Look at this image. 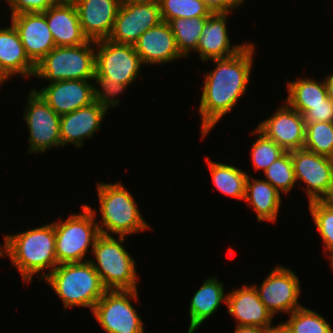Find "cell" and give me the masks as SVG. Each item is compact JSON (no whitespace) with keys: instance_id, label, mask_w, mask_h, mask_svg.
I'll use <instances>...</instances> for the list:
<instances>
[{"instance_id":"4","label":"cell","mask_w":333,"mask_h":333,"mask_svg":"<svg viewBox=\"0 0 333 333\" xmlns=\"http://www.w3.org/2000/svg\"><path fill=\"white\" fill-rule=\"evenodd\" d=\"M97 189L102 218L101 225L97 222L100 234L110 236L111 232L126 237L149 229L150 226L140 214L135 199L121 182L114 184L99 182Z\"/></svg>"},{"instance_id":"2","label":"cell","mask_w":333,"mask_h":333,"mask_svg":"<svg viewBox=\"0 0 333 333\" xmlns=\"http://www.w3.org/2000/svg\"><path fill=\"white\" fill-rule=\"evenodd\" d=\"M1 249V257L7 254L23 281L27 283L32 280L33 275L48 268L47 273L40 275V278L44 279L58 265L54 223L15 235H5L4 246L1 245Z\"/></svg>"},{"instance_id":"28","label":"cell","mask_w":333,"mask_h":333,"mask_svg":"<svg viewBox=\"0 0 333 333\" xmlns=\"http://www.w3.org/2000/svg\"><path fill=\"white\" fill-rule=\"evenodd\" d=\"M207 19L208 17L177 18L168 22L183 58L189 55L190 50L196 51Z\"/></svg>"},{"instance_id":"39","label":"cell","mask_w":333,"mask_h":333,"mask_svg":"<svg viewBox=\"0 0 333 333\" xmlns=\"http://www.w3.org/2000/svg\"><path fill=\"white\" fill-rule=\"evenodd\" d=\"M234 333H275V328H262L258 326H237Z\"/></svg>"},{"instance_id":"41","label":"cell","mask_w":333,"mask_h":333,"mask_svg":"<svg viewBox=\"0 0 333 333\" xmlns=\"http://www.w3.org/2000/svg\"><path fill=\"white\" fill-rule=\"evenodd\" d=\"M275 333H288L280 324L275 328Z\"/></svg>"},{"instance_id":"9","label":"cell","mask_w":333,"mask_h":333,"mask_svg":"<svg viewBox=\"0 0 333 333\" xmlns=\"http://www.w3.org/2000/svg\"><path fill=\"white\" fill-rule=\"evenodd\" d=\"M95 75L108 81L130 85L140 73L143 63L134 45L118 44L109 39L95 41Z\"/></svg>"},{"instance_id":"38","label":"cell","mask_w":333,"mask_h":333,"mask_svg":"<svg viewBox=\"0 0 333 333\" xmlns=\"http://www.w3.org/2000/svg\"><path fill=\"white\" fill-rule=\"evenodd\" d=\"M211 13H231L245 0H200Z\"/></svg>"},{"instance_id":"3","label":"cell","mask_w":333,"mask_h":333,"mask_svg":"<svg viewBox=\"0 0 333 333\" xmlns=\"http://www.w3.org/2000/svg\"><path fill=\"white\" fill-rule=\"evenodd\" d=\"M44 280L62 299L65 309L81 306L93 311L107 290L90 260L59 264Z\"/></svg>"},{"instance_id":"43","label":"cell","mask_w":333,"mask_h":333,"mask_svg":"<svg viewBox=\"0 0 333 333\" xmlns=\"http://www.w3.org/2000/svg\"><path fill=\"white\" fill-rule=\"evenodd\" d=\"M139 1H148V0H120L121 3L139 2Z\"/></svg>"},{"instance_id":"5","label":"cell","mask_w":333,"mask_h":333,"mask_svg":"<svg viewBox=\"0 0 333 333\" xmlns=\"http://www.w3.org/2000/svg\"><path fill=\"white\" fill-rule=\"evenodd\" d=\"M123 242L124 236L117 241L112 235L100 234L91 250L96 260H90L91 264L107 290H137L135 261L123 248Z\"/></svg>"},{"instance_id":"16","label":"cell","mask_w":333,"mask_h":333,"mask_svg":"<svg viewBox=\"0 0 333 333\" xmlns=\"http://www.w3.org/2000/svg\"><path fill=\"white\" fill-rule=\"evenodd\" d=\"M11 23L19 33L26 55L35 65L56 47L43 13L11 15Z\"/></svg>"},{"instance_id":"33","label":"cell","mask_w":333,"mask_h":333,"mask_svg":"<svg viewBox=\"0 0 333 333\" xmlns=\"http://www.w3.org/2000/svg\"><path fill=\"white\" fill-rule=\"evenodd\" d=\"M264 175L276 190L284 194L290 192L296 184L294 167L290 151H286L276 159L265 171Z\"/></svg>"},{"instance_id":"44","label":"cell","mask_w":333,"mask_h":333,"mask_svg":"<svg viewBox=\"0 0 333 333\" xmlns=\"http://www.w3.org/2000/svg\"><path fill=\"white\" fill-rule=\"evenodd\" d=\"M59 2H74L75 0H58Z\"/></svg>"},{"instance_id":"7","label":"cell","mask_w":333,"mask_h":333,"mask_svg":"<svg viewBox=\"0 0 333 333\" xmlns=\"http://www.w3.org/2000/svg\"><path fill=\"white\" fill-rule=\"evenodd\" d=\"M95 41L78 46L55 47L36 64L34 76L51 80H93L95 75Z\"/></svg>"},{"instance_id":"26","label":"cell","mask_w":333,"mask_h":333,"mask_svg":"<svg viewBox=\"0 0 333 333\" xmlns=\"http://www.w3.org/2000/svg\"><path fill=\"white\" fill-rule=\"evenodd\" d=\"M288 97L286 103L301 115L310 110V106L324 103L328 97L325 80L319 83L310 78H299L287 82Z\"/></svg>"},{"instance_id":"19","label":"cell","mask_w":333,"mask_h":333,"mask_svg":"<svg viewBox=\"0 0 333 333\" xmlns=\"http://www.w3.org/2000/svg\"><path fill=\"white\" fill-rule=\"evenodd\" d=\"M226 295L225 304L228 306V313L238 321L236 326L276 328L272 326V314L259 299L253 285H243Z\"/></svg>"},{"instance_id":"22","label":"cell","mask_w":333,"mask_h":333,"mask_svg":"<svg viewBox=\"0 0 333 333\" xmlns=\"http://www.w3.org/2000/svg\"><path fill=\"white\" fill-rule=\"evenodd\" d=\"M229 13H212L202 30L196 52L200 55V60L226 58L238 53L245 45H233L231 47L229 34L227 33L226 19Z\"/></svg>"},{"instance_id":"35","label":"cell","mask_w":333,"mask_h":333,"mask_svg":"<svg viewBox=\"0 0 333 333\" xmlns=\"http://www.w3.org/2000/svg\"><path fill=\"white\" fill-rule=\"evenodd\" d=\"M93 80L102 88L98 89L94 87V102L99 104L106 111H108L109 107L119 104V99H115L114 97L122 93L123 90L128 87L126 84L108 81V77L104 76H94Z\"/></svg>"},{"instance_id":"6","label":"cell","mask_w":333,"mask_h":333,"mask_svg":"<svg viewBox=\"0 0 333 333\" xmlns=\"http://www.w3.org/2000/svg\"><path fill=\"white\" fill-rule=\"evenodd\" d=\"M80 214L70 215L65 221L54 223L55 253L59 264L84 262L88 248H93L96 238L100 235L96 210L89 205H82ZM84 259V260H83Z\"/></svg>"},{"instance_id":"34","label":"cell","mask_w":333,"mask_h":333,"mask_svg":"<svg viewBox=\"0 0 333 333\" xmlns=\"http://www.w3.org/2000/svg\"><path fill=\"white\" fill-rule=\"evenodd\" d=\"M258 134V138L252 144L250 155L255 170L265 171L276 159L281 157L286 151L276 142L268 138L258 128L252 134Z\"/></svg>"},{"instance_id":"12","label":"cell","mask_w":333,"mask_h":333,"mask_svg":"<svg viewBox=\"0 0 333 333\" xmlns=\"http://www.w3.org/2000/svg\"><path fill=\"white\" fill-rule=\"evenodd\" d=\"M162 22L158 0L121 3L108 39L134 45L148 29Z\"/></svg>"},{"instance_id":"15","label":"cell","mask_w":333,"mask_h":333,"mask_svg":"<svg viewBox=\"0 0 333 333\" xmlns=\"http://www.w3.org/2000/svg\"><path fill=\"white\" fill-rule=\"evenodd\" d=\"M90 81L61 80L49 82V85L41 90H34L58 115L62 116L94 102L95 86Z\"/></svg>"},{"instance_id":"29","label":"cell","mask_w":333,"mask_h":333,"mask_svg":"<svg viewBox=\"0 0 333 333\" xmlns=\"http://www.w3.org/2000/svg\"><path fill=\"white\" fill-rule=\"evenodd\" d=\"M289 316L286 322H280L288 333H333L331 325L321 315L304 306Z\"/></svg>"},{"instance_id":"23","label":"cell","mask_w":333,"mask_h":333,"mask_svg":"<svg viewBox=\"0 0 333 333\" xmlns=\"http://www.w3.org/2000/svg\"><path fill=\"white\" fill-rule=\"evenodd\" d=\"M0 70L7 78L20 74L33 76L36 65L26 55L20 36L11 23L10 27L0 28Z\"/></svg>"},{"instance_id":"45","label":"cell","mask_w":333,"mask_h":333,"mask_svg":"<svg viewBox=\"0 0 333 333\" xmlns=\"http://www.w3.org/2000/svg\"><path fill=\"white\" fill-rule=\"evenodd\" d=\"M330 259V263H331V267H332V270H333V256L331 257V258H329Z\"/></svg>"},{"instance_id":"17","label":"cell","mask_w":333,"mask_h":333,"mask_svg":"<svg viewBox=\"0 0 333 333\" xmlns=\"http://www.w3.org/2000/svg\"><path fill=\"white\" fill-rule=\"evenodd\" d=\"M79 21L88 40L108 39L113 30L120 0H75Z\"/></svg>"},{"instance_id":"1","label":"cell","mask_w":333,"mask_h":333,"mask_svg":"<svg viewBox=\"0 0 333 333\" xmlns=\"http://www.w3.org/2000/svg\"><path fill=\"white\" fill-rule=\"evenodd\" d=\"M253 44H246L238 53L213 59L214 70L205 75L199 105L201 139L229 113L247 90L253 64Z\"/></svg>"},{"instance_id":"42","label":"cell","mask_w":333,"mask_h":333,"mask_svg":"<svg viewBox=\"0 0 333 333\" xmlns=\"http://www.w3.org/2000/svg\"><path fill=\"white\" fill-rule=\"evenodd\" d=\"M6 79L8 80V78L4 75V73L0 70V84L4 83L6 81Z\"/></svg>"},{"instance_id":"14","label":"cell","mask_w":333,"mask_h":333,"mask_svg":"<svg viewBox=\"0 0 333 333\" xmlns=\"http://www.w3.org/2000/svg\"><path fill=\"white\" fill-rule=\"evenodd\" d=\"M257 128L285 151L304 148L306 124L303 115L287 103Z\"/></svg>"},{"instance_id":"8","label":"cell","mask_w":333,"mask_h":333,"mask_svg":"<svg viewBox=\"0 0 333 333\" xmlns=\"http://www.w3.org/2000/svg\"><path fill=\"white\" fill-rule=\"evenodd\" d=\"M138 290H106L93 309V316L107 333H145L138 312L130 303Z\"/></svg>"},{"instance_id":"21","label":"cell","mask_w":333,"mask_h":333,"mask_svg":"<svg viewBox=\"0 0 333 333\" xmlns=\"http://www.w3.org/2000/svg\"><path fill=\"white\" fill-rule=\"evenodd\" d=\"M106 113L104 108L93 102L88 106L62 115L60 117L61 145L83 146L84 139L93 137V134L99 131Z\"/></svg>"},{"instance_id":"25","label":"cell","mask_w":333,"mask_h":333,"mask_svg":"<svg viewBox=\"0 0 333 333\" xmlns=\"http://www.w3.org/2000/svg\"><path fill=\"white\" fill-rule=\"evenodd\" d=\"M244 200L248 206H253L258 221L275 222L280 211L281 193L268 181L263 179L249 178L246 180ZM250 203V204H249Z\"/></svg>"},{"instance_id":"18","label":"cell","mask_w":333,"mask_h":333,"mask_svg":"<svg viewBox=\"0 0 333 333\" xmlns=\"http://www.w3.org/2000/svg\"><path fill=\"white\" fill-rule=\"evenodd\" d=\"M134 47L143 64H164L183 57L171 28L165 21L142 34Z\"/></svg>"},{"instance_id":"37","label":"cell","mask_w":333,"mask_h":333,"mask_svg":"<svg viewBox=\"0 0 333 333\" xmlns=\"http://www.w3.org/2000/svg\"><path fill=\"white\" fill-rule=\"evenodd\" d=\"M305 124L315 122H333V100L327 97L324 103L310 106L303 114Z\"/></svg>"},{"instance_id":"36","label":"cell","mask_w":333,"mask_h":333,"mask_svg":"<svg viewBox=\"0 0 333 333\" xmlns=\"http://www.w3.org/2000/svg\"><path fill=\"white\" fill-rule=\"evenodd\" d=\"M12 15L21 13H43L48 8L59 3L58 0H5Z\"/></svg>"},{"instance_id":"40","label":"cell","mask_w":333,"mask_h":333,"mask_svg":"<svg viewBox=\"0 0 333 333\" xmlns=\"http://www.w3.org/2000/svg\"><path fill=\"white\" fill-rule=\"evenodd\" d=\"M324 80L328 97L333 100V74L328 75Z\"/></svg>"},{"instance_id":"13","label":"cell","mask_w":333,"mask_h":333,"mask_svg":"<svg viewBox=\"0 0 333 333\" xmlns=\"http://www.w3.org/2000/svg\"><path fill=\"white\" fill-rule=\"evenodd\" d=\"M256 289L259 299L268 311L274 315L279 312L288 314L303 307L298 303L300 296V281L297 275L283 266H276Z\"/></svg>"},{"instance_id":"20","label":"cell","mask_w":333,"mask_h":333,"mask_svg":"<svg viewBox=\"0 0 333 333\" xmlns=\"http://www.w3.org/2000/svg\"><path fill=\"white\" fill-rule=\"evenodd\" d=\"M56 47L78 46L87 43L73 2H59L43 12Z\"/></svg>"},{"instance_id":"30","label":"cell","mask_w":333,"mask_h":333,"mask_svg":"<svg viewBox=\"0 0 333 333\" xmlns=\"http://www.w3.org/2000/svg\"><path fill=\"white\" fill-rule=\"evenodd\" d=\"M309 211L325 245V252L327 251V254L329 252V258H331L333 256V201L309 202Z\"/></svg>"},{"instance_id":"24","label":"cell","mask_w":333,"mask_h":333,"mask_svg":"<svg viewBox=\"0 0 333 333\" xmlns=\"http://www.w3.org/2000/svg\"><path fill=\"white\" fill-rule=\"evenodd\" d=\"M224 284L217 277L207 278L202 286L193 295L189 306L190 326L187 333L194 331L220 307L226 303L227 295L224 294Z\"/></svg>"},{"instance_id":"31","label":"cell","mask_w":333,"mask_h":333,"mask_svg":"<svg viewBox=\"0 0 333 333\" xmlns=\"http://www.w3.org/2000/svg\"><path fill=\"white\" fill-rule=\"evenodd\" d=\"M304 149L333 158V122L306 124Z\"/></svg>"},{"instance_id":"27","label":"cell","mask_w":333,"mask_h":333,"mask_svg":"<svg viewBox=\"0 0 333 333\" xmlns=\"http://www.w3.org/2000/svg\"><path fill=\"white\" fill-rule=\"evenodd\" d=\"M215 187L224 195L244 200L248 174L233 165L206 158Z\"/></svg>"},{"instance_id":"32","label":"cell","mask_w":333,"mask_h":333,"mask_svg":"<svg viewBox=\"0 0 333 333\" xmlns=\"http://www.w3.org/2000/svg\"><path fill=\"white\" fill-rule=\"evenodd\" d=\"M162 21L177 18L209 17L212 13L200 0H158Z\"/></svg>"},{"instance_id":"11","label":"cell","mask_w":333,"mask_h":333,"mask_svg":"<svg viewBox=\"0 0 333 333\" xmlns=\"http://www.w3.org/2000/svg\"><path fill=\"white\" fill-rule=\"evenodd\" d=\"M295 180L306 184L308 201L331 200L333 197V158L306 149L290 151Z\"/></svg>"},{"instance_id":"10","label":"cell","mask_w":333,"mask_h":333,"mask_svg":"<svg viewBox=\"0 0 333 333\" xmlns=\"http://www.w3.org/2000/svg\"><path fill=\"white\" fill-rule=\"evenodd\" d=\"M25 106L24 120L29 128L28 153L45 152L61 145L60 115L34 89L30 90Z\"/></svg>"}]
</instances>
